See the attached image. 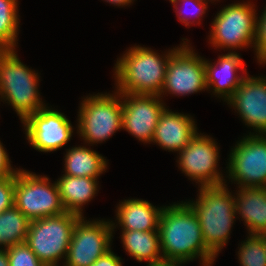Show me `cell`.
I'll return each mask as SVG.
<instances>
[{"label":"cell","mask_w":266,"mask_h":266,"mask_svg":"<svg viewBox=\"0 0 266 266\" xmlns=\"http://www.w3.org/2000/svg\"><path fill=\"white\" fill-rule=\"evenodd\" d=\"M158 233L164 262L185 265L199 258L202 266H212L217 258L205 246L198 217L186 201L163 206Z\"/></svg>","instance_id":"1"},{"label":"cell","mask_w":266,"mask_h":266,"mask_svg":"<svg viewBox=\"0 0 266 266\" xmlns=\"http://www.w3.org/2000/svg\"><path fill=\"white\" fill-rule=\"evenodd\" d=\"M176 48L164 54L144 45L126 49L113 68L115 90L121 94L160 95L168 61Z\"/></svg>","instance_id":"2"},{"label":"cell","mask_w":266,"mask_h":266,"mask_svg":"<svg viewBox=\"0 0 266 266\" xmlns=\"http://www.w3.org/2000/svg\"><path fill=\"white\" fill-rule=\"evenodd\" d=\"M227 186H199L196 201H186L198 217L205 246L216 257L228 243L237 218L235 195Z\"/></svg>","instance_id":"3"},{"label":"cell","mask_w":266,"mask_h":266,"mask_svg":"<svg viewBox=\"0 0 266 266\" xmlns=\"http://www.w3.org/2000/svg\"><path fill=\"white\" fill-rule=\"evenodd\" d=\"M39 78L21 62L16 49H0V100L14 109L21 123L47 105L40 98Z\"/></svg>","instance_id":"4"},{"label":"cell","mask_w":266,"mask_h":266,"mask_svg":"<svg viewBox=\"0 0 266 266\" xmlns=\"http://www.w3.org/2000/svg\"><path fill=\"white\" fill-rule=\"evenodd\" d=\"M78 117L79 137L91 145L108 140L116 131L122 130L123 112L121 93H97L83 97Z\"/></svg>","instance_id":"5"},{"label":"cell","mask_w":266,"mask_h":266,"mask_svg":"<svg viewBox=\"0 0 266 266\" xmlns=\"http://www.w3.org/2000/svg\"><path fill=\"white\" fill-rule=\"evenodd\" d=\"M255 6L248 0L220 9L210 26L209 43L216 49H227L230 53L246 47L253 48L258 14Z\"/></svg>","instance_id":"6"},{"label":"cell","mask_w":266,"mask_h":266,"mask_svg":"<svg viewBox=\"0 0 266 266\" xmlns=\"http://www.w3.org/2000/svg\"><path fill=\"white\" fill-rule=\"evenodd\" d=\"M79 215L65 212L32 220L25 243L46 266H59L66 259L75 223Z\"/></svg>","instance_id":"7"},{"label":"cell","mask_w":266,"mask_h":266,"mask_svg":"<svg viewBox=\"0 0 266 266\" xmlns=\"http://www.w3.org/2000/svg\"><path fill=\"white\" fill-rule=\"evenodd\" d=\"M14 205L30 221L66 212L56 181L21 168L15 174Z\"/></svg>","instance_id":"8"},{"label":"cell","mask_w":266,"mask_h":266,"mask_svg":"<svg viewBox=\"0 0 266 266\" xmlns=\"http://www.w3.org/2000/svg\"><path fill=\"white\" fill-rule=\"evenodd\" d=\"M182 41L168 61L163 88L159 95L162 98L167 94L185 96L208 90L205 58L194 52L195 49L191 47L188 39L182 38Z\"/></svg>","instance_id":"9"},{"label":"cell","mask_w":266,"mask_h":266,"mask_svg":"<svg viewBox=\"0 0 266 266\" xmlns=\"http://www.w3.org/2000/svg\"><path fill=\"white\" fill-rule=\"evenodd\" d=\"M231 148L226 172L237 187H266V135L242 136Z\"/></svg>","instance_id":"10"},{"label":"cell","mask_w":266,"mask_h":266,"mask_svg":"<svg viewBox=\"0 0 266 266\" xmlns=\"http://www.w3.org/2000/svg\"><path fill=\"white\" fill-rule=\"evenodd\" d=\"M220 148L215 139L197 132L189 144L178 152V168L198 186L226 184V177L218 169Z\"/></svg>","instance_id":"11"},{"label":"cell","mask_w":266,"mask_h":266,"mask_svg":"<svg viewBox=\"0 0 266 266\" xmlns=\"http://www.w3.org/2000/svg\"><path fill=\"white\" fill-rule=\"evenodd\" d=\"M115 234L110 220H86L80 217L74 225L63 266H90L111 249Z\"/></svg>","instance_id":"12"},{"label":"cell","mask_w":266,"mask_h":266,"mask_svg":"<svg viewBox=\"0 0 266 266\" xmlns=\"http://www.w3.org/2000/svg\"><path fill=\"white\" fill-rule=\"evenodd\" d=\"M22 124L28 143L43 153L61 149L74 133L71 121L64 113L47 105L29 115Z\"/></svg>","instance_id":"13"},{"label":"cell","mask_w":266,"mask_h":266,"mask_svg":"<svg viewBox=\"0 0 266 266\" xmlns=\"http://www.w3.org/2000/svg\"><path fill=\"white\" fill-rule=\"evenodd\" d=\"M122 130H126L143 144L152 142L156 125L167 108L159 95L121 94Z\"/></svg>","instance_id":"14"},{"label":"cell","mask_w":266,"mask_h":266,"mask_svg":"<svg viewBox=\"0 0 266 266\" xmlns=\"http://www.w3.org/2000/svg\"><path fill=\"white\" fill-rule=\"evenodd\" d=\"M226 103L247 127L253 128L249 134L266 135V76L247 74Z\"/></svg>","instance_id":"15"},{"label":"cell","mask_w":266,"mask_h":266,"mask_svg":"<svg viewBox=\"0 0 266 266\" xmlns=\"http://www.w3.org/2000/svg\"><path fill=\"white\" fill-rule=\"evenodd\" d=\"M205 67L207 91H211L215 97L222 98L224 102L232 96L248 74L237 52L221 54L215 62L205 59ZM239 70L243 76H238Z\"/></svg>","instance_id":"16"},{"label":"cell","mask_w":266,"mask_h":266,"mask_svg":"<svg viewBox=\"0 0 266 266\" xmlns=\"http://www.w3.org/2000/svg\"><path fill=\"white\" fill-rule=\"evenodd\" d=\"M195 119L189 114L173 112L167 107L156 125L151 143L164 150L180 152L197 133Z\"/></svg>","instance_id":"17"},{"label":"cell","mask_w":266,"mask_h":266,"mask_svg":"<svg viewBox=\"0 0 266 266\" xmlns=\"http://www.w3.org/2000/svg\"><path fill=\"white\" fill-rule=\"evenodd\" d=\"M116 220L111 221L113 230L116 226L127 231H152L158 230L159 218L162 207H156L143 199H124L116 206ZM118 223V224H116ZM116 224V225H115Z\"/></svg>","instance_id":"18"},{"label":"cell","mask_w":266,"mask_h":266,"mask_svg":"<svg viewBox=\"0 0 266 266\" xmlns=\"http://www.w3.org/2000/svg\"><path fill=\"white\" fill-rule=\"evenodd\" d=\"M235 212L248 234H266V187H237ZM237 192V193H236Z\"/></svg>","instance_id":"19"},{"label":"cell","mask_w":266,"mask_h":266,"mask_svg":"<svg viewBox=\"0 0 266 266\" xmlns=\"http://www.w3.org/2000/svg\"><path fill=\"white\" fill-rule=\"evenodd\" d=\"M56 182L66 212L84 217V205L98 193V178L62 175Z\"/></svg>","instance_id":"20"},{"label":"cell","mask_w":266,"mask_h":266,"mask_svg":"<svg viewBox=\"0 0 266 266\" xmlns=\"http://www.w3.org/2000/svg\"><path fill=\"white\" fill-rule=\"evenodd\" d=\"M121 232V243L130 257L146 261L147 266L164 263L158 230Z\"/></svg>","instance_id":"21"},{"label":"cell","mask_w":266,"mask_h":266,"mask_svg":"<svg viewBox=\"0 0 266 266\" xmlns=\"http://www.w3.org/2000/svg\"><path fill=\"white\" fill-rule=\"evenodd\" d=\"M86 146H73L66 149L63 175L99 179V176L106 172L108 161L105 157Z\"/></svg>","instance_id":"22"},{"label":"cell","mask_w":266,"mask_h":266,"mask_svg":"<svg viewBox=\"0 0 266 266\" xmlns=\"http://www.w3.org/2000/svg\"><path fill=\"white\" fill-rule=\"evenodd\" d=\"M30 220L14 205L0 213V249L26 240Z\"/></svg>","instance_id":"23"},{"label":"cell","mask_w":266,"mask_h":266,"mask_svg":"<svg viewBox=\"0 0 266 266\" xmlns=\"http://www.w3.org/2000/svg\"><path fill=\"white\" fill-rule=\"evenodd\" d=\"M18 0H0V49H16L20 17Z\"/></svg>","instance_id":"24"},{"label":"cell","mask_w":266,"mask_h":266,"mask_svg":"<svg viewBox=\"0 0 266 266\" xmlns=\"http://www.w3.org/2000/svg\"><path fill=\"white\" fill-rule=\"evenodd\" d=\"M238 248L240 266H266L264 234H249Z\"/></svg>","instance_id":"25"},{"label":"cell","mask_w":266,"mask_h":266,"mask_svg":"<svg viewBox=\"0 0 266 266\" xmlns=\"http://www.w3.org/2000/svg\"><path fill=\"white\" fill-rule=\"evenodd\" d=\"M210 0H169V2H171V4L174 6V9L176 10L175 13H177V17L179 22L183 23L185 26H192L193 24H198L200 25V21L203 18V15L206 14V11L208 9V2ZM186 4V6H191L194 12L192 13L194 16L196 17L193 20H191L192 18L189 16L188 14H190V12L188 14H184L186 12V10L184 9H179L177 6L180 4ZM184 10V11H183ZM184 14V15H183ZM192 14H190L192 16Z\"/></svg>","instance_id":"26"},{"label":"cell","mask_w":266,"mask_h":266,"mask_svg":"<svg viewBox=\"0 0 266 266\" xmlns=\"http://www.w3.org/2000/svg\"><path fill=\"white\" fill-rule=\"evenodd\" d=\"M9 266H46L35 253L23 242L6 249Z\"/></svg>","instance_id":"27"},{"label":"cell","mask_w":266,"mask_h":266,"mask_svg":"<svg viewBox=\"0 0 266 266\" xmlns=\"http://www.w3.org/2000/svg\"><path fill=\"white\" fill-rule=\"evenodd\" d=\"M261 16H257L254 43L255 57L260 65H266V7Z\"/></svg>","instance_id":"28"},{"label":"cell","mask_w":266,"mask_h":266,"mask_svg":"<svg viewBox=\"0 0 266 266\" xmlns=\"http://www.w3.org/2000/svg\"><path fill=\"white\" fill-rule=\"evenodd\" d=\"M15 174L0 179V213L14 206Z\"/></svg>","instance_id":"29"},{"label":"cell","mask_w":266,"mask_h":266,"mask_svg":"<svg viewBox=\"0 0 266 266\" xmlns=\"http://www.w3.org/2000/svg\"><path fill=\"white\" fill-rule=\"evenodd\" d=\"M17 171L18 168H13L11 166V160L8 152L5 150L3 143L0 141V179L12 176L16 174Z\"/></svg>","instance_id":"30"},{"label":"cell","mask_w":266,"mask_h":266,"mask_svg":"<svg viewBox=\"0 0 266 266\" xmlns=\"http://www.w3.org/2000/svg\"><path fill=\"white\" fill-rule=\"evenodd\" d=\"M122 258L113 253L110 249L103 256L99 257L94 263L90 266H122Z\"/></svg>","instance_id":"31"},{"label":"cell","mask_w":266,"mask_h":266,"mask_svg":"<svg viewBox=\"0 0 266 266\" xmlns=\"http://www.w3.org/2000/svg\"><path fill=\"white\" fill-rule=\"evenodd\" d=\"M117 7L130 6L135 0H103Z\"/></svg>","instance_id":"32"},{"label":"cell","mask_w":266,"mask_h":266,"mask_svg":"<svg viewBox=\"0 0 266 266\" xmlns=\"http://www.w3.org/2000/svg\"><path fill=\"white\" fill-rule=\"evenodd\" d=\"M0 266H9L8 254L6 249H0Z\"/></svg>","instance_id":"33"},{"label":"cell","mask_w":266,"mask_h":266,"mask_svg":"<svg viewBox=\"0 0 266 266\" xmlns=\"http://www.w3.org/2000/svg\"><path fill=\"white\" fill-rule=\"evenodd\" d=\"M182 265H183V264L164 262V263H162V264L151 265V266H182Z\"/></svg>","instance_id":"34"}]
</instances>
